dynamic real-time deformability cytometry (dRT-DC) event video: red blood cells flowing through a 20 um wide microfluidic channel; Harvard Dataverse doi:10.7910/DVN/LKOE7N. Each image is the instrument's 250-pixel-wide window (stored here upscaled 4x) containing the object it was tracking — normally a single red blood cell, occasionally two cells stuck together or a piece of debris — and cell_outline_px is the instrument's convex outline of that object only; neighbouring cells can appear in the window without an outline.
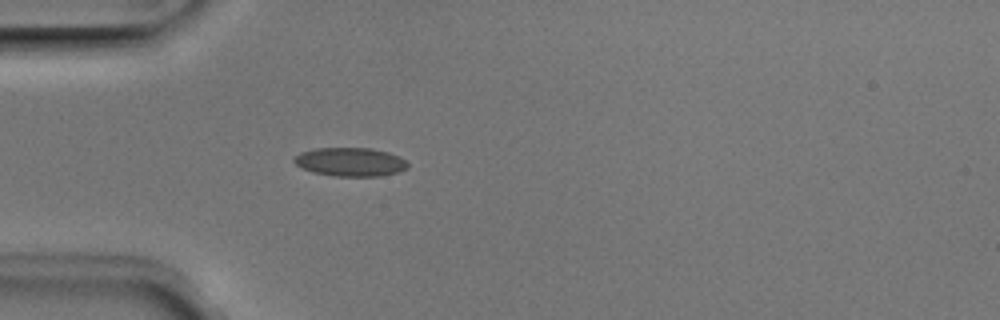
{"species": "Egyptian fruit bat (a non-hibernating species)", "species_latin": "Rousettus aegyptiacus", "temperature_condition": "room temperature", "stored_images_in_passage": 37, "camera_frame_rate_fps": 3000, "um_per_image_px": 0.085, "animal": {"sex": "male"}, "frame": {"image": 1, "passage_image": 1, "time_ms": 0.0, "image_size_px": [1000, 320], "cell_outline_px": [[408, 168], [400, 172], [380, 176], [336, 176], [312, 172], [296, 164], [292, 160], [300, 152], [316, 148], [372, 148], [388, 152], [404, 160], [408, 164]], "centroid_in_image_um": [29.78, 13.76], "position_along_channel_um": 55.2, "area_um2": 18.9}}
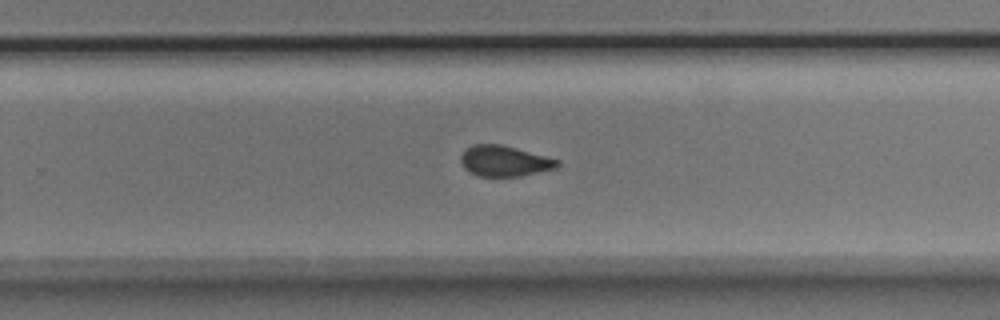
{"frame": {"image": 2, "passage_image": 19, "time_ms": 6.0, "image_size_px": [1000, 320], "cell_outline_px": [[560, 164], [556, 168], [520, 176], [476, 176], [468, 172], [464, 168], [460, 160], [460, 156], [464, 148], [472, 144], [500, 144], [560, 160]], "centroid_in_image_um": [42.82, 13.68], "position_along_channel_um": 287.0, "area_um2": 17.34}}
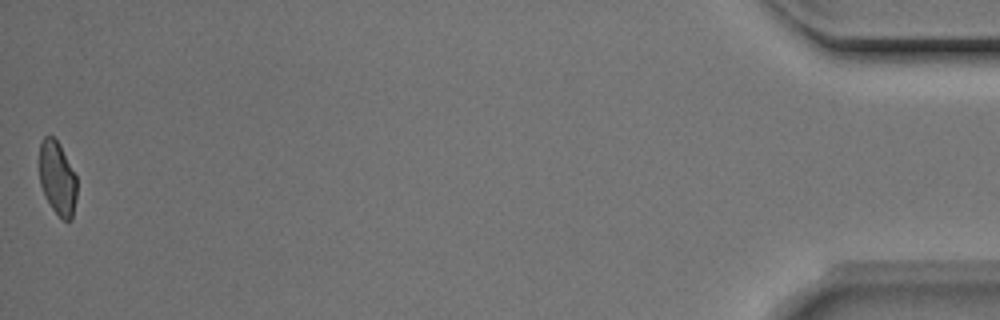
{"frame": {"image": 3, "passage_image": 37, "time_ms": 12.0, "image_size_px": [1000, 320], "cell_outline_px": [[76, 200], [72, 220], [64, 220], [52, 208], [44, 196], [40, 184], [40, 140], [44, 136], [52, 136], [60, 144], [76, 176]], "centroid_in_image_um": [4.87, 15.14], "position_along_channel_um": 430.3, "area_um2": 16.07}, "authors_computed_cell_mechanics": {"area_um2": 17.8024, "velocity_mm_per_s": 3.9782, "shape_relaxation_time_tau1_ms": null, "shape_relaxation_time_tau2_ms": 1.296, "deformation_change_tau1": null, "deformation_change_tau2": 0.0767}}